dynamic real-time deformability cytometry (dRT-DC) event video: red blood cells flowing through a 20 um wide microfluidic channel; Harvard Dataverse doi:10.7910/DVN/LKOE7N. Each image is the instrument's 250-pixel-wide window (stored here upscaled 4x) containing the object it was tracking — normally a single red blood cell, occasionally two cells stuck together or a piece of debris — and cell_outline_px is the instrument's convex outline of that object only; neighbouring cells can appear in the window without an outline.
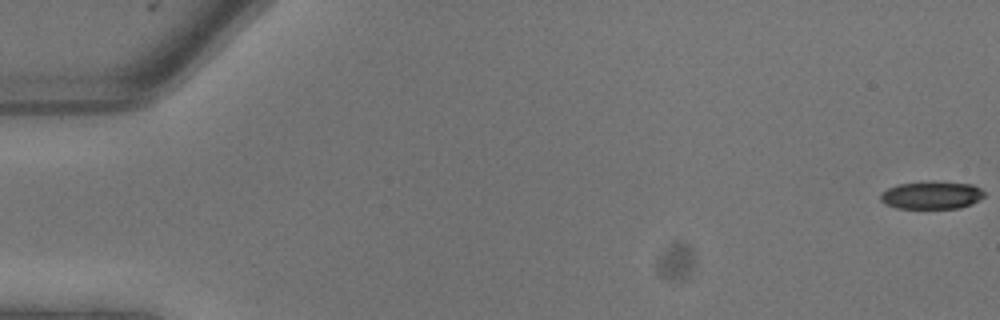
{"species": "common noctule bat (a hibernating species)", "species_latin": "Nyctalus noctula", "temperature_condition": "warm", "stored_images_in_passage": 8, "camera_frame_rate_fps": 3000, "um_per_image_px": 0.085, "animal": {"sex": "male", "body_mass_g": 13.3}, "frame": {"image": 1, "passage_image": 1, "time_ms": 0.0, "image_size_px": [1000, 320], "cell_outline_px": [[984, 196], [972, 204], [960, 208], [896, 208], [884, 204], [880, 200], [880, 192], [888, 188], [900, 184], [932, 180], [972, 184], [980, 188], [984, 192]], "centroid_in_image_um": [79.17, 16.58], "position_along_channel_um": 5.8, "area_um2": 17.05}}
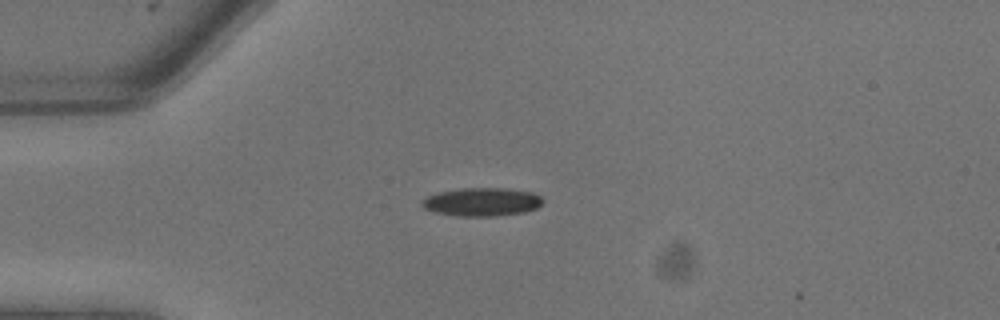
{"frame": {"image": 2, "passage_image": 7, "time_ms": 2.0, "image_size_px": [1000, 320], "cell_outline_px": [[544, 200], [536, 208], [524, 212], [496, 216], [456, 216], [432, 212], [424, 208], [420, 204], [428, 196], [440, 192], [460, 188], [504, 188], [532, 192], [540, 196]], "centroid_in_image_um": [40.95, 17.17], "position_along_channel_um": 44.1, "area_um2": 19.94}}